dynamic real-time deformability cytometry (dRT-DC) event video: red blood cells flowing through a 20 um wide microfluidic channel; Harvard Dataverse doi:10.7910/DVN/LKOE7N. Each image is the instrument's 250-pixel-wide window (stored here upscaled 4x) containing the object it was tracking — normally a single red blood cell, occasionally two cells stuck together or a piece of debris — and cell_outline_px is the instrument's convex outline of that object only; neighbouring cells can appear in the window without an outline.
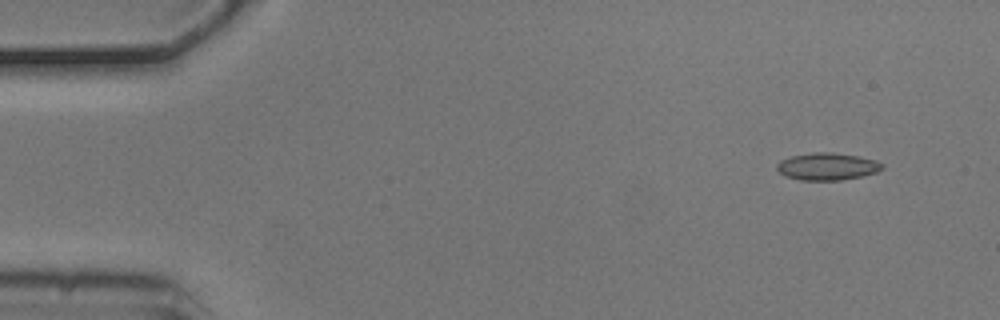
{"species": "common noctule bat (a hibernating species)", "species_latin": "Nyctalus noctula", "temperature_condition": "cold", "stored_images_in_passage": 5, "camera_frame_rate_fps": 3000, "um_per_image_px": 0.085, "animal": {"sex": "male", "body_mass_g": 20.5, "forearm_length_mm": 52.5}, "frame": {"image": 1, "passage_image": 2, "time_ms": 0.333, "image_size_px": [1000, 320], "cell_outline_px": [[884, 168], [876, 172], [860, 176], [840, 180], [800, 180], [784, 176], [776, 168], [776, 164], [780, 160], [792, 156], [812, 152], [832, 152], [860, 156], [876, 160], [884, 164]], "centroid_in_image_um": [70.31, 14.14], "position_along_channel_um": 14.7, "area_um2": 16.82}}
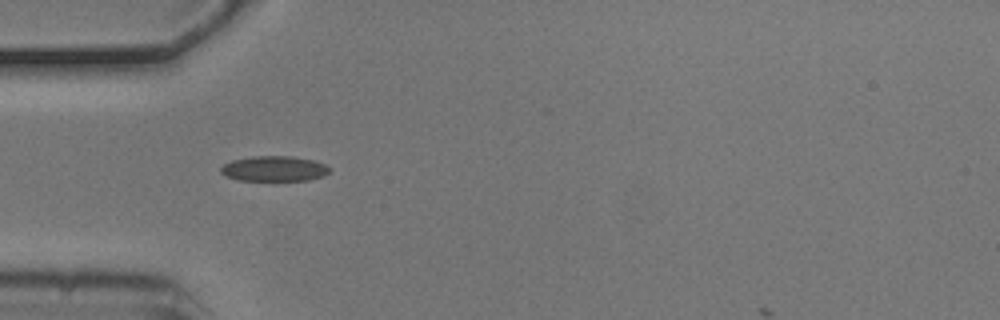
{"frame": {"image": 2, "passage_image": 5, "time_ms": 1.333, "image_size_px": [1000, 320], "cell_outline_px": [[332, 168], [324, 176], [308, 180], [236, 180], [224, 176], [220, 172], [220, 168], [224, 164], [232, 160], [252, 156], [292, 156], [312, 160], [324, 164]], "centroid_in_image_um": [23.28, 14.34], "position_along_channel_um": 61.7, "area_um2": 16.07}}